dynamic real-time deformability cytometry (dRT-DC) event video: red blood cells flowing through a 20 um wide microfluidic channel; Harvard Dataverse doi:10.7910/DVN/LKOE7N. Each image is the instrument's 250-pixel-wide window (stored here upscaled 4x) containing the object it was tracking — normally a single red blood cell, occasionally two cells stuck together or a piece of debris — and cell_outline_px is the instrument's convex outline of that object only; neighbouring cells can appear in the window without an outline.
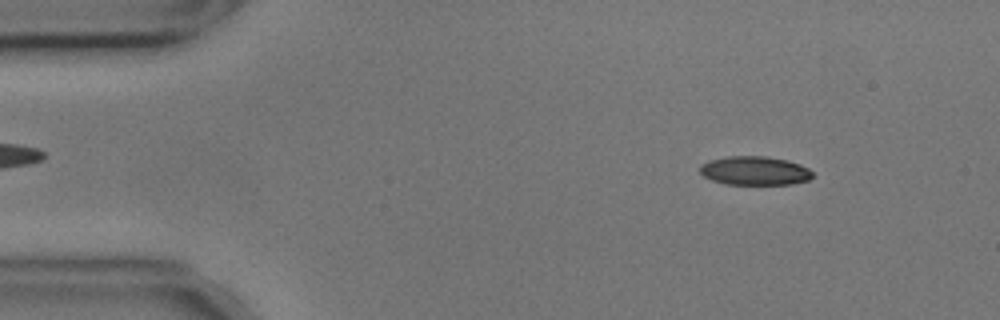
{"species": "common noctule bat (a hibernating species)", "species_latin": "Nyctalus noctula", "temperature_condition": "cold", "stored_images_in_passage": 55, "camera_frame_rate_fps": 3000, "um_per_image_px": 0.085, "animal": {"sex": "male", "body_mass_g": 17.9, "forearm_length_mm": 54.2}, "frame": {"image": 1, "passage_image": 6, "time_ms": 1.667, "image_size_px": [1000, 320], "cell_outline_px": [[812, 176], [808, 180], [792, 184], [724, 184], [712, 180], [704, 176], [700, 172], [700, 164], [708, 160], [728, 156], [764, 156], [784, 160], [800, 164], [808, 168], [812, 172]], "centroid_in_image_um": [64.11, 14.51], "position_along_channel_um": 20.9, "area_um2": 18.84}}
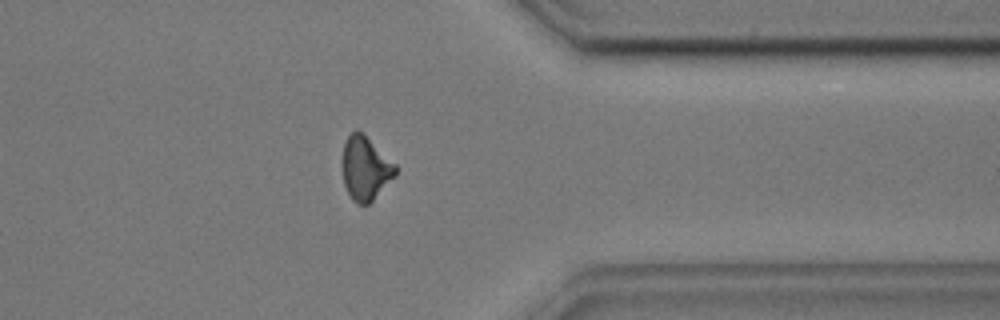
{"frame": {"image": 2, "passage_image": 43, "time_ms": 14.0, "image_size_px": [1000, 320], "cell_outline_px": [[396, 176], [368, 204], [356, 204], [352, 200], [344, 184], [344, 144], [348, 136], [356, 128], [396, 164]], "centroid_in_image_um": [31.08, 14.33], "position_along_channel_um": 380.3, "area_um2": 19.19}}
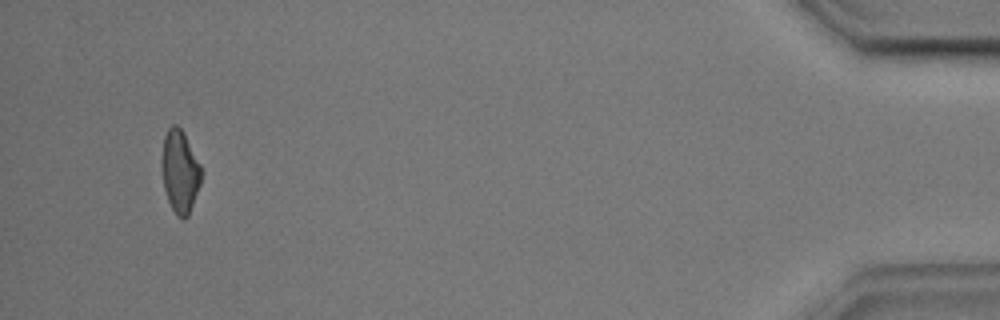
{"frame": {"image": 3, "passage_image": 52, "time_ms": 17.0, "image_size_px": [1000, 320], "cell_outline_px": [[200, 184], [188, 216], [184, 220], [176, 216], [168, 200], [164, 188], [160, 164], [160, 160], [164, 136], [168, 128], [172, 124], [176, 124], [184, 132], [200, 164]], "centroid_in_image_um": [15.26, 14.55], "position_along_channel_um": 419.9, "area_um2": 19.13}, "authors_computed_cell_mechanics": {"area_um2": 19.8254, "velocity_mm_per_s": 3.5811, "shape_relaxation_time_tau1_ms": null, "shape_relaxation_time_tau2_ms": 5.2738, "deformation_change_tau1": null, "deformation_change_tau2": 0.1426}}